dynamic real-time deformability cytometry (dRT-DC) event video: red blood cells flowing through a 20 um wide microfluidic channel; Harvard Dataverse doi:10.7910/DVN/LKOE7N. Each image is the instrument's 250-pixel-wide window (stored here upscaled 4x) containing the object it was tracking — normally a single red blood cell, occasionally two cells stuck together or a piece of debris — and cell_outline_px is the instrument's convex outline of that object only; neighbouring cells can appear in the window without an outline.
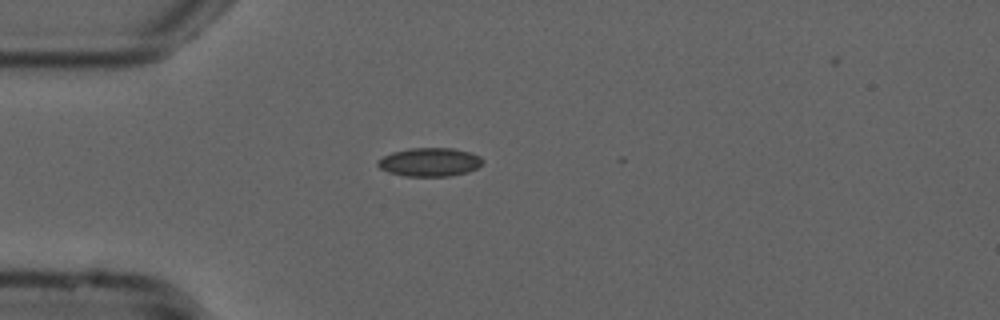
{"species": "common noctule bat (a hibernating species)", "species_latin": "Nyctalus noctula", "temperature_condition": "cold", "stored_images_in_passage": 31, "camera_frame_rate_fps": 3000, "um_per_image_px": 0.085, "animal": {"sex": "male", "forearm_length_mm": 52.5}, "frame": {"image": 1, "passage_image": 1, "time_ms": 0.0, "image_size_px": [1000, 320], "cell_outline_px": [[484, 160], [476, 168], [468, 172], [452, 176], [404, 176], [388, 172], [380, 168], [376, 164], [376, 160], [392, 152], [408, 148], [452, 148], [472, 152], [480, 156]], "centroid_in_image_um": [36.51, 13.77], "position_along_channel_um": 48.5, "area_um2": 17.63}}
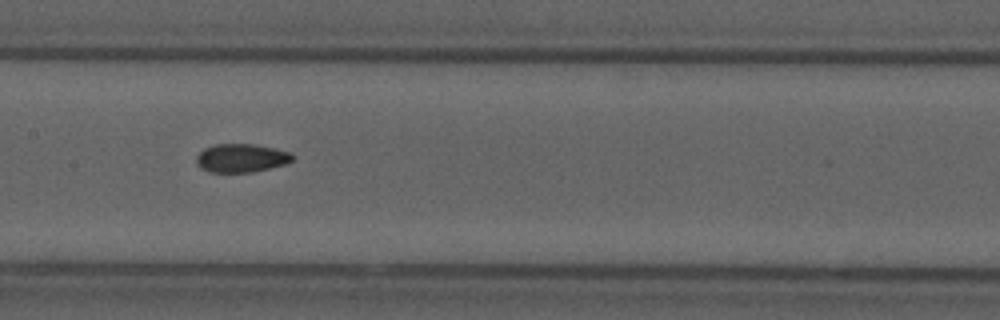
{"frame": {"image": 2, "passage_image": 13, "time_ms": 4.0, "image_size_px": [1000, 320], "cell_outline_px": [[296, 156], [292, 160], [284, 164], [252, 172], [208, 172], [200, 168], [196, 164], [196, 156], [204, 148], [216, 144], [256, 144], [276, 148], [292, 152]], "centroid_in_image_um": [20.51, 13.42], "position_along_channel_um": 186.9, "area_um2": 16.13}}
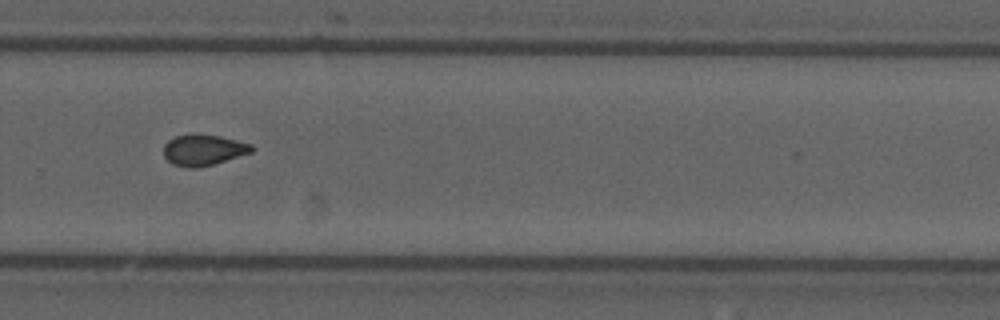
{"frame": {"image": 3, "passage_image": 23, "time_ms": 7.333, "image_size_px": [1000, 320], "cell_outline_px": [[256, 148], [252, 152], [212, 164], [196, 168], [188, 168], [172, 164], [164, 156], [164, 144], [168, 140], [176, 136], [220, 136], [252, 144]], "centroid_in_image_um": [17.3, 12.77], "position_along_channel_um": 312.5, "area_um2": 15.43}}